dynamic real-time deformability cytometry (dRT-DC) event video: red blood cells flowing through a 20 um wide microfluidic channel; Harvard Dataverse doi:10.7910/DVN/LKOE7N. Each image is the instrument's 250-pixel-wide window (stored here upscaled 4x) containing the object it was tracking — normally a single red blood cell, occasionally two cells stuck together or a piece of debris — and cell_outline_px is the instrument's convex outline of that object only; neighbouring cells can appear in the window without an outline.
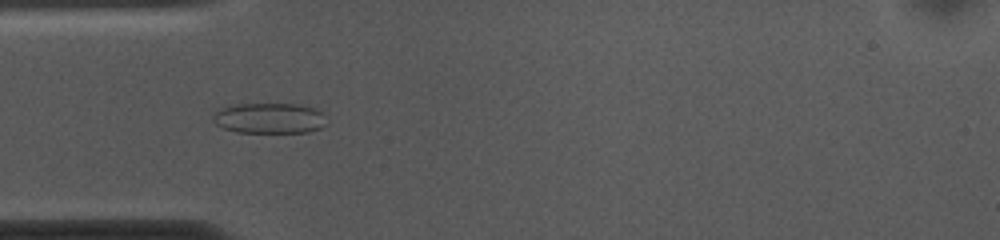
{"species": "common noctule bat (a hibernating species)", "species_latin": "Nyctalus noctula", "temperature_condition": "cold", "stored_images_in_passage": 53, "camera_frame_rate_fps": 3000, "um_per_image_px": 0.085, "animal": {"sex": "female", "body_mass_g": 10.0, "forearm_length_mm": 53.1}, "frame": {"image": 1, "passage_image": 15, "time_ms": 4.667, "image_size_px": [1000, 240], "cell_outline_px": [[328, 124], [320, 128], [308, 132], [236, 132], [224, 128], [216, 124], [212, 120], [212, 108], [236, 104], [296, 104], [312, 108], [324, 112]], "centroid_in_image_um": [22.85, 10.03], "position_along_channel_um": 62.2, "area_um2": 20.63}}
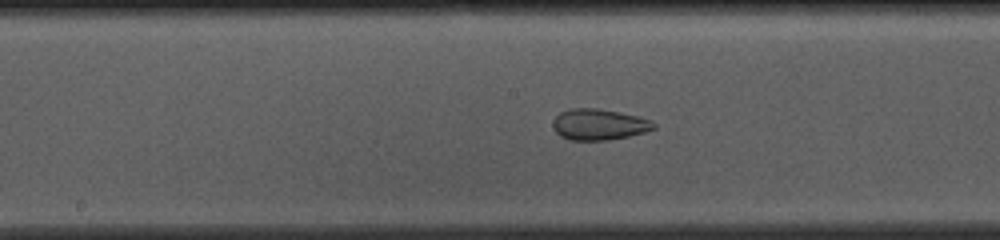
{"frame": {"image": 2, "passage_image": 26, "time_ms": 8.333, "image_size_px": [1000, 240], "cell_outline_px": [[656, 128], [644, 132], [628, 136], [608, 140], [568, 140], [560, 136], [556, 132], [552, 124], [552, 120], [560, 112], [568, 108], [596, 108], [620, 112], [640, 116], [652, 120], [656, 124]], "centroid_in_image_um": [50.91, 10.57], "position_along_channel_um": 197.3, "area_um2": 18.5}}
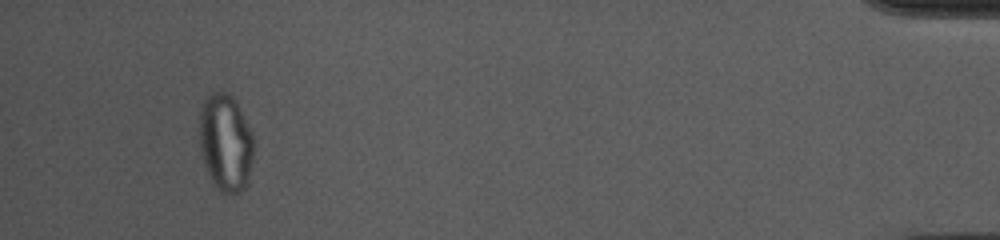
{"frame": {"image": 3, "passage_image": 50, "time_ms": 16.333, "image_size_px": [1000, 240], "cell_outline_px": [[256, 144], [252, 164], [248, 180], [244, 188], [240, 192], [220, 192], [212, 184], [204, 164], [200, 148], [200, 112], [204, 100], [212, 92], [228, 92], [236, 100], [252, 132]], "centroid_in_image_um": [19.2, 12.12], "position_along_channel_um": 416.0, "area_um2": 31.21}, "authors_computed_cell_mechanics": {"area_um2": 25.9522, "velocity_mm_per_s": 3.6883, "shape_relaxation_time_tau1_ms": null, "shape_relaxation_time_tau2_ms": 1.2574, "deformation_change_tau1": null, "deformation_change_tau2": 0.0647}}